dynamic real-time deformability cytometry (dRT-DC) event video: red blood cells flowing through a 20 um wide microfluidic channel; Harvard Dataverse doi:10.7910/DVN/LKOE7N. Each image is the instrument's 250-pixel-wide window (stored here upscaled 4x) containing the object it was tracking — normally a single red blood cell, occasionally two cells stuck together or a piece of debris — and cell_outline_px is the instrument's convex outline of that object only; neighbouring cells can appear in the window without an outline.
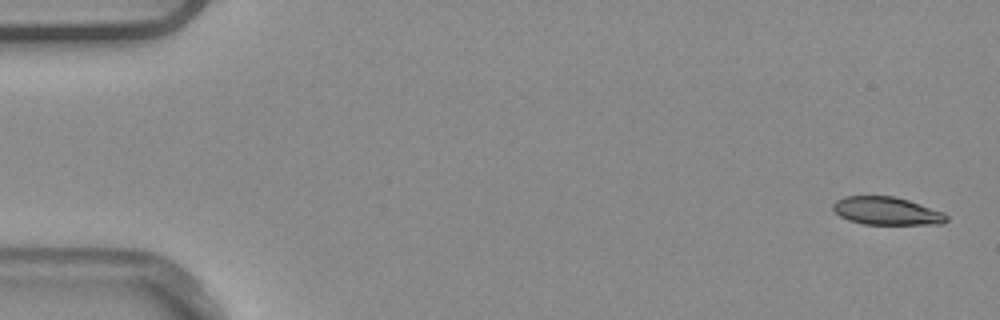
{"species": "common noctule bat (a hibernating species)", "species_latin": "Nyctalus noctula", "temperature_condition": "warm", "stored_images_in_passage": 4, "camera_frame_rate_fps": 3000, "um_per_image_px": 0.085, "animal": {"sex": "male", "body_mass_g": 20.4}, "frame": {"image": 1, "passage_image": 1, "time_ms": 0.0, "image_size_px": [1000, 320], "cell_outline_px": [[948, 220], [944, 224], [864, 224], [848, 220], [840, 216], [832, 208], [832, 204], [836, 200], [844, 196], [896, 196], [944, 212], [948, 216]], "centroid_in_image_um": [75.38, 17.93], "position_along_channel_um": 9.6, "area_um2": 18.55}}